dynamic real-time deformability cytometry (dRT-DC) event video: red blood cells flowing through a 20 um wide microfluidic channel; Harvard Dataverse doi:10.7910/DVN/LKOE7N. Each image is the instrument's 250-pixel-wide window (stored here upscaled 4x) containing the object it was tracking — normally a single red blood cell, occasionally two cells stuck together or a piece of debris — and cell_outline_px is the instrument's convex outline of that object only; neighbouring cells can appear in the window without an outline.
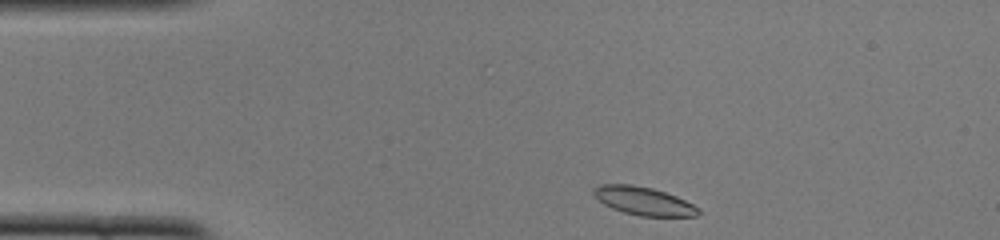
{"species": "common noctule bat (a hibernating species)", "species_latin": "Nyctalus noctula", "temperature_condition": "cold", "stored_images_in_passage": 42, "camera_frame_rate_fps": 3000, "um_per_image_px": 0.085, "animal": {"sex": "female", "body_mass_g": 22.0, "forearm_length_mm": 56.7}, "frame": {"image": 1, "passage_image": 1, "time_ms": 0.0, "image_size_px": [1000, 240], "cell_outline_px": [[700, 212], [696, 216], [640, 216], [624, 212], [612, 208], [604, 204], [592, 192], [600, 184], [632, 184], [652, 188], [676, 196], [700, 208]], "centroid_in_image_um": [54.72, 17.08], "position_along_channel_um": 30.3, "area_um2": 16.99}}
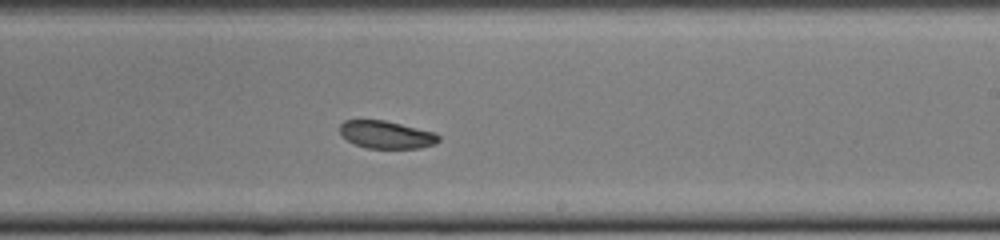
{"frame": {"image": 2, "passage_image": 22, "time_ms": 7.0, "image_size_px": [1000, 240], "cell_outline_px": [[440, 140], [436, 144], [420, 148], [368, 148], [356, 144], [340, 136], [340, 124], [344, 120], [384, 120], [436, 132], [440, 136]], "centroid_in_image_um": [32.86, 11.44], "position_along_channel_um": 256.1, "area_um2": 16.01}}
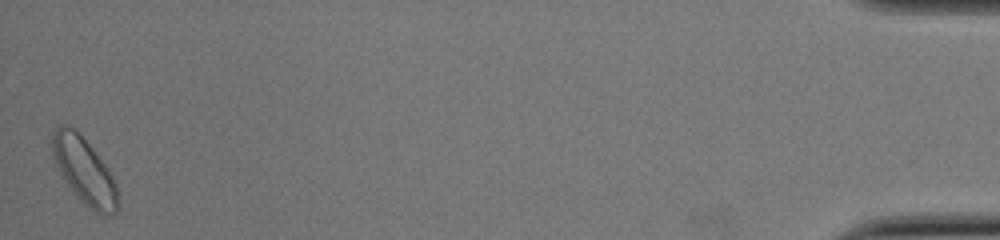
{"frame": {"image": 3, "passage_image": 42, "time_ms": 13.667, "image_size_px": [1000, 240], "cell_outline_px": [[120, 204], [116, 212], [112, 216], [100, 216], [88, 208], [76, 196], [60, 172], [56, 164], [48, 144], [56, 128], [60, 124], [68, 124], [88, 144], [104, 164], [112, 176], [116, 184], [120, 200]], "centroid_in_image_um": [7.17, 14.58], "position_along_channel_um": 428.0, "area_um2": 25.43}, "authors_computed_cell_mechanics": {"area_um2": 17.1088, "velocity_mm_per_s": 3.9549, "shape_relaxation_time_tau1_ms": 1.9426, "shape_relaxation_time_tau2_ms": null, "deformation_change_tau1": 0.0696, "deformation_change_tau2": null}}